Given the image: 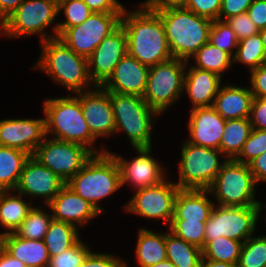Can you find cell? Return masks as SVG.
I'll list each match as a JSON object with an SVG mask.
<instances>
[{"mask_svg":"<svg viewBox=\"0 0 266 267\" xmlns=\"http://www.w3.org/2000/svg\"><path fill=\"white\" fill-rule=\"evenodd\" d=\"M257 185L249 165L228 159L207 190L216 200L215 205L258 206Z\"/></svg>","mask_w":266,"mask_h":267,"instance_id":"9","label":"cell"},{"mask_svg":"<svg viewBox=\"0 0 266 267\" xmlns=\"http://www.w3.org/2000/svg\"><path fill=\"white\" fill-rule=\"evenodd\" d=\"M45 207L51 210L54 220L71 224L79 230L101 214L93 205L77 195L66 184Z\"/></svg>","mask_w":266,"mask_h":267,"instance_id":"21","label":"cell"},{"mask_svg":"<svg viewBox=\"0 0 266 267\" xmlns=\"http://www.w3.org/2000/svg\"><path fill=\"white\" fill-rule=\"evenodd\" d=\"M127 54V36L120 24L95 48L88 59V72L95 86H102Z\"/></svg>","mask_w":266,"mask_h":267,"instance_id":"16","label":"cell"},{"mask_svg":"<svg viewBox=\"0 0 266 267\" xmlns=\"http://www.w3.org/2000/svg\"><path fill=\"white\" fill-rule=\"evenodd\" d=\"M243 242L226 237L209 241L202 249V258L227 263H238Z\"/></svg>","mask_w":266,"mask_h":267,"instance_id":"36","label":"cell"},{"mask_svg":"<svg viewBox=\"0 0 266 267\" xmlns=\"http://www.w3.org/2000/svg\"><path fill=\"white\" fill-rule=\"evenodd\" d=\"M262 203H263V202H259V204H258L259 215H261V211H262V209H264V208H265V211H264V212H266V203L264 204L265 207L262 205ZM264 218H265L264 221L266 222V214H265V217H264Z\"/></svg>","mask_w":266,"mask_h":267,"instance_id":"58","label":"cell"},{"mask_svg":"<svg viewBox=\"0 0 266 267\" xmlns=\"http://www.w3.org/2000/svg\"><path fill=\"white\" fill-rule=\"evenodd\" d=\"M92 156L93 153L81 144L48 136L33 154L34 158L51 169L65 183L80 171Z\"/></svg>","mask_w":266,"mask_h":267,"instance_id":"12","label":"cell"},{"mask_svg":"<svg viewBox=\"0 0 266 267\" xmlns=\"http://www.w3.org/2000/svg\"><path fill=\"white\" fill-rule=\"evenodd\" d=\"M180 188L175 182L166 178L159 184L134 191L123 210L129 214L139 215L141 218L163 220L169 227L175 208V199Z\"/></svg>","mask_w":266,"mask_h":267,"instance_id":"13","label":"cell"},{"mask_svg":"<svg viewBox=\"0 0 266 267\" xmlns=\"http://www.w3.org/2000/svg\"><path fill=\"white\" fill-rule=\"evenodd\" d=\"M226 120L211 107L190 109L188 121V138L191 144L220 150Z\"/></svg>","mask_w":266,"mask_h":267,"instance_id":"20","label":"cell"},{"mask_svg":"<svg viewBox=\"0 0 266 267\" xmlns=\"http://www.w3.org/2000/svg\"><path fill=\"white\" fill-rule=\"evenodd\" d=\"M149 68L127 53L102 87L108 92L143 97Z\"/></svg>","mask_w":266,"mask_h":267,"instance_id":"22","label":"cell"},{"mask_svg":"<svg viewBox=\"0 0 266 267\" xmlns=\"http://www.w3.org/2000/svg\"><path fill=\"white\" fill-rule=\"evenodd\" d=\"M222 81L216 73L195 68L187 61L183 93L188 95L191 109L211 107Z\"/></svg>","mask_w":266,"mask_h":267,"instance_id":"23","label":"cell"},{"mask_svg":"<svg viewBox=\"0 0 266 267\" xmlns=\"http://www.w3.org/2000/svg\"><path fill=\"white\" fill-rule=\"evenodd\" d=\"M259 34L261 36L263 47H264L265 54H266V28L261 29Z\"/></svg>","mask_w":266,"mask_h":267,"instance_id":"57","label":"cell"},{"mask_svg":"<svg viewBox=\"0 0 266 267\" xmlns=\"http://www.w3.org/2000/svg\"><path fill=\"white\" fill-rule=\"evenodd\" d=\"M222 0H188L186 9L212 21L219 20Z\"/></svg>","mask_w":266,"mask_h":267,"instance_id":"44","label":"cell"},{"mask_svg":"<svg viewBox=\"0 0 266 267\" xmlns=\"http://www.w3.org/2000/svg\"><path fill=\"white\" fill-rule=\"evenodd\" d=\"M205 223L200 221L172 220L169 231L176 237L197 246L204 248Z\"/></svg>","mask_w":266,"mask_h":267,"instance_id":"39","label":"cell"},{"mask_svg":"<svg viewBox=\"0 0 266 267\" xmlns=\"http://www.w3.org/2000/svg\"><path fill=\"white\" fill-rule=\"evenodd\" d=\"M120 24L127 36V53L140 63L151 67L173 58L161 17L142 2L133 10L125 7Z\"/></svg>","mask_w":266,"mask_h":267,"instance_id":"1","label":"cell"},{"mask_svg":"<svg viewBox=\"0 0 266 267\" xmlns=\"http://www.w3.org/2000/svg\"><path fill=\"white\" fill-rule=\"evenodd\" d=\"M122 13L92 12L83 23L66 28L58 38L76 54L88 58L103 39L120 25Z\"/></svg>","mask_w":266,"mask_h":267,"instance_id":"14","label":"cell"},{"mask_svg":"<svg viewBox=\"0 0 266 267\" xmlns=\"http://www.w3.org/2000/svg\"><path fill=\"white\" fill-rule=\"evenodd\" d=\"M208 42L234 58L239 40L226 21L214 20L211 24Z\"/></svg>","mask_w":266,"mask_h":267,"instance_id":"40","label":"cell"},{"mask_svg":"<svg viewBox=\"0 0 266 267\" xmlns=\"http://www.w3.org/2000/svg\"><path fill=\"white\" fill-rule=\"evenodd\" d=\"M150 267H176L171 261L168 259H165L155 265H152Z\"/></svg>","mask_w":266,"mask_h":267,"instance_id":"56","label":"cell"},{"mask_svg":"<svg viewBox=\"0 0 266 267\" xmlns=\"http://www.w3.org/2000/svg\"><path fill=\"white\" fill-rule=\"evenodd\" d=\"M63 15L65 20L58 22V36L66 29L83 23L92 11L83 0H58V14Z\"/></svg>","mask_w":266,"mask_h":267,"instance_id":"37","label":"cell"},{"mask_svg":"<svg viewBox=\"0 0 266 267\" xmlns=\"http://www.w3.org/2000/svg\"><path fill=\"white\" fill-rule=\"evenodd\" d=\"M163 21L173 58L190 61L197 50L209 41L212 20L186 8L157 12Z\"/></svg>","mask_w":266,"mask_h":267,"instance_id":"5","label":"cell"},{"mask_svg":"<svg viewBox=\"0 0 266 267\" xmlns=\"http://www.w3.org/2000/svg\"><path fill=\"white\" fill-rule=\"evenodd\" d=\"M0 245L28 267H48L50 255L44 240H28L15 233L0 236Z\"/></svg>","mask_w":266,"mask_h":267,"instance_id":"26","label":"cell"},{"mask_svg":"<svg viewBox=\"0 0 266 267\" xmlns=\"http://www.w3.org/2000/svg\"><path fill=\"white\" fill-rule=\"evenodd\" d=\"M110 100L115 133H126L132 148L153 146L152 129L161 115L140 96L110 92Z\"/></svg>","mask_w":266,"mask_h":267,"instance_id":"7","label":"cell"},{"mask_svg":"<svg viewBox=\"0 0 266 267\" xmlns=\"http://www.w3.org/2000/svg\"><path fill=\"white\" fill-rule=\"evenodd\" d=\"M92 12L111 13L123 12L125 5L119 0H83Z\"/></svg>","mask_w":266,"mask_h":267,"instance_id":"49","label":"cell"},{"mask_svg":"<svg viewBox=\"0 0 266 267\" xmlns=\"http://www.w3.org/2000/svg\"><path fill=\"white\" fill-rule=\"evenodd\" d=\"M246 13L259 30L266 28V0H254Z\"/></svg>","mask_w":266,"mask_h":267,"instance_id":"50","label":"cell"},{"mask_svg":"<svg viewBox=\"0 0 266 267\" xmlns=\"http://www.w3.org/2000/svg\"><path fill=\"white\" fill-rule=\"evenodd\" d=\"M80 100L82 114L92 135L99 139L115 134V118L110 100V92L102 86L75 94Z\"/></svg>","mask_w":266,"mask_h":267,"instance_id":"17","label":"cell"},{"mask_svg":"<svg viewBox=\"0 0 266 267\" xmlns=\"http://www.w3.org/2000/svg\"><path fill=\"white\" fill-rule=\"evenodd\" d=\"M181 144L176 185L180 189L207 190L228 159L217 149L191 144L186 140Z\"/></svg>","mask_w":266,"mask_h":267,"instance_id":"8","label":"cell"},{"mask_svg":"<svg viewBox=\"0 0 266 267\" xmlns=\"http://www.w3.org/2000/svg\"><path fill=\"white\" fill-rule=\"evenodd\" d=\"M24 0H0V24L12 14Z\"/></svg>","mask_w":266,"mask_h":267,"instance_id":"53","label":"cell"},{"mask_svg":"<svg viewBox=\"0 0 266 267\" xmlns=\"http://www.w3.org/2000/svg\"><path fill=\"white\" fill-rule=\"evenodd\" d=\"M79 267H125V260L107 252L91 251Z\"/></svg>","mask_w":266,"mask_h":267,"instance_id":"45","label":"cell"},{"mask_svg":"<svg viewBox=\"0 0 266 267\" xmlns=\"http://www.w3.org/2000/svg\"><path fill=\"white\" fill-rule=\"evenodd\" d=\"M256 183L266 182V151L253 159L249 164Z\"/></svg>","mask_w":266,"mask_h":267,"instance_id":"52","label":"cell"},{"mask_svg":"<svg viewBox=\"0 0 266 267\" xmlns=\"http://www.w3.org/2000/svg\"><path fill=\"white\" fill-rule=\"evenodd\" d=\"M238 264L239 267H266V235L254 234L243 243Z\"/></svg>","mask_w":266,"mask_h":267,"instance_id":"38","label":"cell"},{"mask_svg":"<svg viewBox=\"0 0 266 267\" xmlns=\"http://www.w3.org/2000/svg\"><path fill=\"white\" fill-rule=\"evenodd\" d=\"M75 226L52 219L44 237L50 258L72 247L81 237Z\"/></svg>","mask_w":266,"mask_h":267,"instance_id":"31","label":"cell"},{"mask_svg":"<svg viewBox=\"0 0 266 267\" xmlns=\"http://www.w3.org/2000/svg\"><path fill=\"white\" fill-rule=\"evenodd\" d=\"M191 58L195 60V64L190 62L193 67L214 72L221 78L228 68H233V58L210 42L201 46Z\"/></svg>","mask_w":266,"mask_h":267,"instance_id":"33","label":"cell"},{"mask_svg":"<svg viewBox=\"0 0 266 267\" xmlns=\"http://www.w3.org/2000/svg\"><path fill=\"white\" fill-rule=\"evenodd\" d=\"M137 236L135 257L139 267H150L167 259L165 231L159 233L141 227ZM128 266L125 261V267Z\"/></svg>","mask_w":266,"mask_h":267,"instance_id":"27","label":"cell"},{"mask_svg":"<svg viewBox=\"0 0 266 267\" xmlns=\"http://www.w3.org/2000/svg\"><path fill=\"white\" fill-rule=\"evenodd\" d=\"M209 195L208 190L180 189L175 199L172 220L206 222L215 205Z\"/></svg>","mask_w":266,"mask_h":267,"instance_id":"25","label":"cell"},{"mask_svg":"<svg viewBox=\"0 0 266 267\" xmlns=\"http://www.w3.org/2000/svg\"><path fill=\"white\" fill-rule=\"evenodd\" d=\"M153 147H134L137 156L131 160L106 150L107 153L114 157L118 164L121 186L128 183L133 188V191H136L159 184L166 179L167 171H165V167L152 157Z\"/></svg>","mask_w":266,"mask_h":267,"instance_id":"15","label":"cell"},{"mask_svg":"<svg viewBox=\"0 0 266 267\" xmlns=\"http://www.w3.org/2000/svg\"><path fill=\"white\" fill-rule=\"evenodd\" d=\"M186 65L185 60L172 58L149 68L143 99L160 115L181 99Z\"/></svg>","mask_w":266,"mask_h":267,"instance_id":"10","label":"cell"},{"mask_svg":"<svg viewBox=\"0 0 266 267\" xmlns=\"http://www.w3.org/2000/svg\"><path fill=\"white\" fill-rule=\"evenodd\" d=\"M66 185L101 214L106 212L101 201L122 188L118 164L107 152L93 154Z\"/></svg>","mask_w":266,"mask_h":267,"instance_id":"4","label":"cell"},{"mask_svg":"<svg viewBox=\"0 0 266 267\" xmlns=\"http://www.w3.org/2000/svg\"><path fill=\"white\" fill-rule=\"evenodd\" d=\"M65 184L51 169L30 156L24 163L15 192L24 195L26 199L42 198L43 204L48 205Z\"/></svg>","mask_w":266,"mask_h":267,"instance_id":"18","label":"cell"},{"mask_svg":"<svg viewBox=\"0 0 266 267\" xmlns=\"http://www.w3.org/2000/svg\"><path fill=\"white\" fill-rule=\"evenodd\" d=\"M39 44L41 52L34 69L42 71L73 95L95 87L89 76L87 58L76 54L58 37Z\"/></svg>","mask_w":266,"mask_h":267,"instance_id":"2","label":"cell"},{"mask_svg":"<svg viewBox=\"0 0 266 267\" xmlns=\"http://www.w3.org/2000/svg\"><path fill=\"white\" fill-rule=\"evenodd\" d=\"M46 136L74 142L88 148L93 154L105 153L107 148L98 150L96 138L92 135L82 114V106L77 96L47 98L43 102ZM53 136H51V135ZM95 147V148H94Z\"/></svg>","mask_w":266,"mask_h":267,"instance_id":"3","label":"cell"},{"mask_svg":"<svg viewBox=\"0 0 266 267\" xmlns=\"http://www.w3.org/2000/svg\"><path fill=\"white\" fill-rule=\"evenodd\" d=\"M24 197L15 190L0 191V227L5 229L0 236L15 233L33 207V201L27 202Z\"/></svg>","mask_w":266,"mask_h":267,"instance_id":"28","label":"cell"},{"mask_svg":"<svg viewBox=\"0 0 266 267\" xmlns=\"http://www.w3.org/2000/svg\"><path fill=\"white\" fill-rule=\"evenodd\" d=\"M167 229L166 253L167 259L176 267H199L203 257L202 249L183 239L176 237Z\"/></svg>","mask_w":266,"mask_h":267,"instance_id":"32","label":"cell"},{"mask_svg":"<svg viewBox=\"0 0 266 267\" xmlns=\"http://www.w3.org/2000/svg\"><path fill=\"white\" fill-rule=\"evenodd\" d=\"M45 138V116L38 119L6 118L0 120V146L25 151L33 156Z\"/></svg>","mask_w":266,"mask_h":267,"instance_id":"19","label":"cell"},{"mask_svg":"<svg viewBox=\"0 0 266 267\" xmlns=\"http://www.w3.org/2000/svg\"><path fill=\"white\" fill-rule=\"evenodd\" d=\"M188 0H144L141 1L149 10L161 12L171 8H185Z\"/></svg>","mask_w":266,"mask_h":267,"instance_id":"51","label":"cell"},{"mask_svg":"<svg viewBox=\"0 0 266 267\" xmlns=\"http://www.w3.org/2000/svg\"><path fill=\"white\" fill-rule=\"evenodd\" d=\"M29 157L25 151L0 146V191L16 189L24 163Z\"/></svg>","mask_w":266,"mask_h":267,"instance_id":"29","label":"cell"},{"mask_svg":"<svg viewBox=\"0 0 266 267\" xmlns=\"http://www.w3.org/2000/svg\"><path fill=\"white\" fill-rule=\"evenodd\" d=\"M253 94L250 87L226 83L220 86L212 107L225 120L249 118Z\"/></svg>","mask_w":266,"mask_h":267,"instance_id":"24","label":"cell"},{"mask_svg":"<svg viewBox=\"0 0 266 267\" xmlns=\"http://www.w3.org/2000/svg\"><path fill=\"white\" fill-rule=\"evenodd\" d=\"M266 58L262 39L259 33L239 41L233 64L242 63L248 68L247 72L255 70L264 64Z\"/></svg>","mask_w":266,"mask_h":267,"instance_id":"35","label":"cell"},{"mask_svg":"<svg viewBox=\"0 0 266 267\" xmlns=\"http://www.w3.org/2000/svg\"><path fill=\"white\" fill-rule=\"evenodd\" d=\"M36 206L37 204L33 205L20 227L15 231L19 237L28 240H44L53 217L51 210L46 211L45 207Z\"/></svg>","mask_w":266,"mask_h":267,"instance_id":"34","label":"cell"},{"mask_svg":"<svg viewBox=\"0 0 266 267\" xmlns=\"http://www.w3.org/2000/svg\"><path fill=\"white\" fill-rule=\"evenodd\" d=\"M225 21L235 32L239 41L260 32L247 13L231 16Z\"/></svg>","mask_w":266,"mask_h":267,"instance_id":"43","label":"cell"},{"mask_svg":"<svg viewBox=\"0 0 266 267\" xmlns=\"http://www.w3.org/2000/svg\"><path fill=\"white\" fill-rule=\"evenodd\" d=\"M266 151V130L252 129L241 152L234 159L236 162L249 164Z\"/></svg>","mask_w":266,"mask_h":267,"instance_id":"42","label":"cell"},{"mask_svg":"<svg viewBox=\"0 0 266 267\" xmlns=\"http://www.w3.org/2000/svg\"><path fill=\"white\" fill-rule=\"evenodd\" d=\"M250 89L253 97L266 98V66L260 65L250 72Z\"/></svg>","mask_w":266,"mask_h":267,"instance_id":"48","label":"cell"},{"mask_svg":"<svg viewBox=\"0 0 266 267\" xmlns=\"http://www.w3.org/2000/svg\"><path fill=\"white\" fill-rule=\"evenodd\" d=\"M0 267H26V265L14 258L0 245Z\"/></svg>","mask_w":266,"mask_h":267,"instance_id":"54","label":"cell"},{"mask_svg":"<svg viewBox=\"0 0 266 267\" xmlns=\"http://www.w3.org/2000/svg\"><path fill=\"white\" fill-rule=\"evenodd\" d=\"M254 0H222L219 12V20L225 21L227 18L246 13Z\"/></svg>","mask_w":266,"mask_h":267,"instance_id":"47","label":"cell"},{"mask_svg":"<svg viewBox=\"0 0 266 267\" xmlns=\"http://www.w3.org/2000/svg\"><path fill=\"white\" fill-rule=\"evenodd\" d=\"M199 267H239L238 263H227L202 258Z\"/></svg>","mask_w":266,"mask_h":267,"instance_id":"55","label":"cell"},{"mask_svg":"<svg viewBox=\"0 0 266 267\" xmlns=\"http://www.w3.org/2000/svg\"><path fill=\"white\" fill-rule=\"evenodd\" d=\"M252 125L249 118L226 120L220 142V151L227 159L234 160L250 136Z\"/></svg>","mask_w":266,"mask_h":267,"instance_id":"30","label":"cell"},{"mask_svg":"<svg viewBox=\"0 0 266 267\" xmlns=\"http://www.w3.org/2000/svg\"><path fill=\"white\" fill-rule=\"evenodd\" d=\"M249 120L252 129L266 130V98L253 97Z\"/></svg>","mask_w":266,"mask_h":267,"instance_id":"46","label":"cell"},{"mask_svg":"<svg viewBox=\"0 0 266 267\" xmlns=\"http://www.w3.org/2000/svg\"><path fill=\"white\" fill-rule=\"evenodd\" d=\"M92 251L81 238L61 254L52 256L48 267H79Z\"/></svg>","mask_w":266,"mask_h":267,"instance_id":"41","label":"cell"},{"mask_svg":"<svg viewBox=\"0 0 266 267\" xmlns=\"http://www.w3.org/2000/svg\"><path fill=\"white\" fill-rule=\"evenodd\" d=\"M259 215L258 206L233 207L214 205L205 223L204 246L217 237L245 242L256 234Z\"/></svg>","mask_w":266,"mask_h":267,"instance_id":"11","label":"cell"},{"mask_svg":"<svg viewBox=\"0 0 266 267\" xmlns=\"http://www.w3.org/2000/svg\"><path fill=\"white\" fill-rule=\"evenodd\" d=\"M57 16H59L58 0H24L0 24V34L7 39L38 35L40 42L56 38L58 37V22L55 21L58 20ZM49 26H53L52 33L47 30Z\"/></svg>","mask_w":266,"mask_h":267,"instance_id":"6","label":"cell"}]
</instances>
